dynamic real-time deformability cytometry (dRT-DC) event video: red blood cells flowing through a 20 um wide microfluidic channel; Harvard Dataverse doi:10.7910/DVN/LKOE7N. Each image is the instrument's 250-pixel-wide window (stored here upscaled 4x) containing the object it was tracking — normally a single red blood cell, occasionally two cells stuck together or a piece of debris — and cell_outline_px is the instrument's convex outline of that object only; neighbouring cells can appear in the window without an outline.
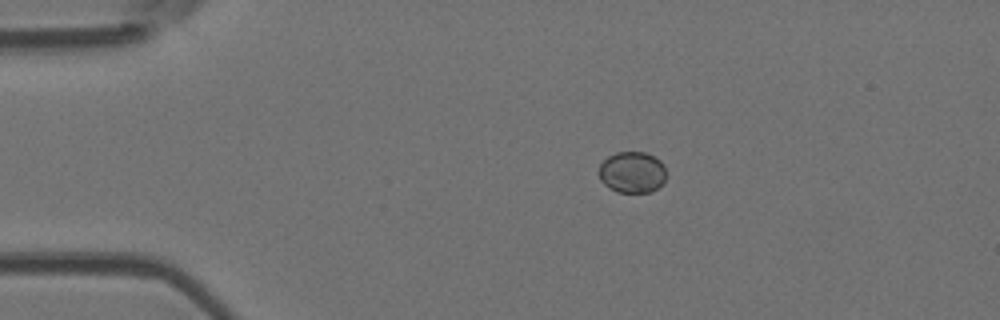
{"species": "Egyptian fruit bat (a non-hibernating species)", "species_latin": "Rousettus aegyptiacus", "temperature_condition": "room temperature", "stored_images_in_passage": 6, "camera_frame_rate_fps": 3000, "um_per_image_px": 0.085, "animal": {"sex": "female"}, "frame": {"image": 1, "passage_image": 4, "time_ms": 3.333, "image_size_px": [1000, 320], "cell_outline_px": [[664, 184], [652, 192], [616, 192], [608, 188], [600, 180], [596, 172], [600, 164], [608, 156], [616, 152], [644, 152], [660, 160], [664, 164]], "centroid_in_image_um": [53.69, 14.65], "position_along_channel_um": 31.3, "area_um2": 16.47}}